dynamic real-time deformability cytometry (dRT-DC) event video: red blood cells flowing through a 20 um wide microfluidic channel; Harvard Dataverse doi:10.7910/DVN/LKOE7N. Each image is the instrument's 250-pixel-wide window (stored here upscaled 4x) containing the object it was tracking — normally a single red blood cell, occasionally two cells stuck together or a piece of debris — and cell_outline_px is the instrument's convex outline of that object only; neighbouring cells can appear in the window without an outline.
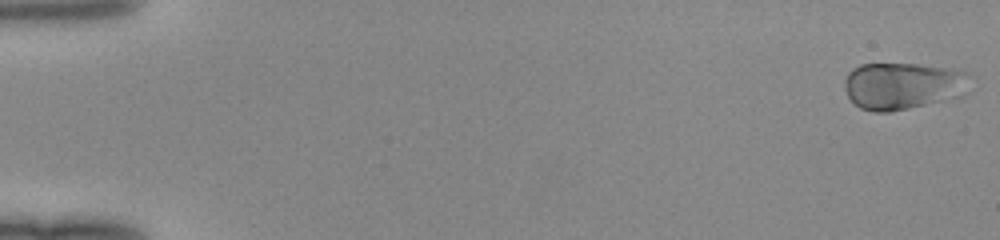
{"species": "human", "species_latin": "Homo sapiens", "temperature_condition": "room temperature", "stored_images_in_passage": 49, "camera_frame_rate_fps": 3000, "um_per_image_px": 0.085, "donor": {"sex": "female"}, "frame": {"image": 1, "passage_image": 1, "time_ms": 0.0, "image_size_px": [1000, 240], "cell_outline_px": [[968, 72], [964, 96], [908, 108], [888, 112], [872, 112], [860, 108], [848, 96], [844, 88], [844, 80], [848, 72], [852, 68], [860, 64], [916, 64], [948, 68]], "centroid_in_image_um": [76.69, 7.29], "position_along_channel_um": 8.3, "area_um2": 34.28}}
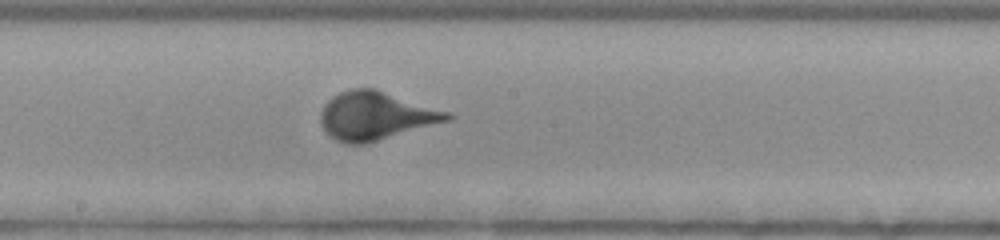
{"frame": {"image": 2, "passage_image": 28, "time_ms": 9.0, "image_size_px": [1000, 240], "cell_outline_px": [[456, 116], [452, 120], [364, 144], [344, 144], [336, 140], [320, 124], [320, 112], [324, 104], [332, 96], [340, 92], [352, 88], [376, 88], [452, 112]], "centroid_in_image_um": [31.99, 9.83], "position_along_channel_um": 216.2, "area_um2": 36.01}}
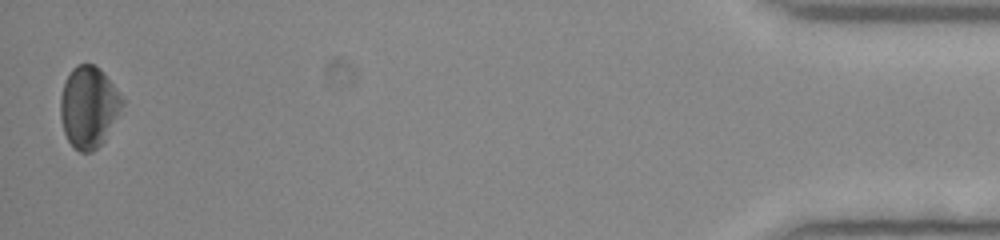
{"frame": {"image": 3, "passage_image": 49, "time_ms": 16.0, "image_size_px": [1000, 240], "cell_outline_px": [[124, 104], [104, 140], [92, 152], [80, 152], [68, 140], [64, 132], [60, 116], [60, 96], [64, 84], [72, 68], [76, 64], [92, 64], [100, 68], [104, 72], [116, 88], [124, 100]], "centroid_in_image_um": [7.53, 9.07], "position_along_channel_um": 427.7, "area_um2": 29.13}}